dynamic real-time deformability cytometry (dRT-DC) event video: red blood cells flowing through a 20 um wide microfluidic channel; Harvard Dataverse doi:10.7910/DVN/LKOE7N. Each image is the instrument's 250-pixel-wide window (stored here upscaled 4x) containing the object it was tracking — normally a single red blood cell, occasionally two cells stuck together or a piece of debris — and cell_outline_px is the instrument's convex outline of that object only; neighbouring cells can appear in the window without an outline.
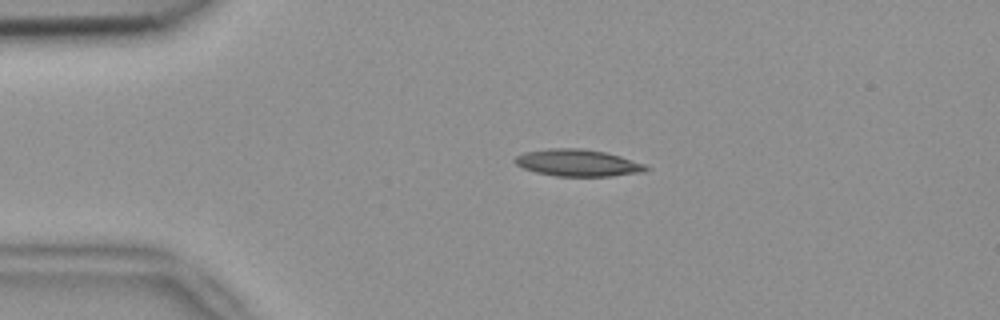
{"species": "common noctule bat (a hibernating species)", "species_latin": "Nyctalus noctula", "temperature_condition": "room temperature", "stored_images_in_passage": 47, "camera_frame_rate_fps": 3000, "um_per_image_px": 0.085, "animal": {"sex": "female", "body_mass_g": 18.4}, "frame": {"image": 1, "passage_image": 6, "time_ms": 1.667, "image_size_px": [1000, 320], "cell_outline_px": [[652, 168], [644, 172], [612, 176], [556, 176], [536, 172], [524, 168], [516, 164], [512, 160], [516, 156], [524, 152], [548, 148], [580, 148], [604, 152], [620, 156], [648, 164]], "centroid_in_image_um": [49.15, 13.84], "position_along_channel_um": 35.8, "area_um2": 20.75}}
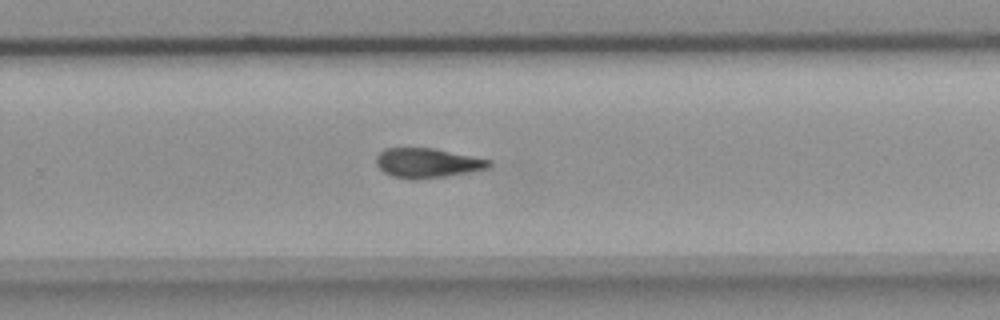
{"frame": {"image": 2, "passage_image": 29, "time_ms": 9.333, "image_size_px": [1000, 320], "cell_outline_px": [[492, 164], [488, 168], [472, 172], [444, 176], [412, 180], [408, 180], [392, 176], [384, 172], [376, 164], [376, 156], [384, 148], [432, 148], [492, 160]], "centroid_in_image_um": [36.32, 13.86], "position_along_channel_um": 293.5, "area_um2": 19.48}}
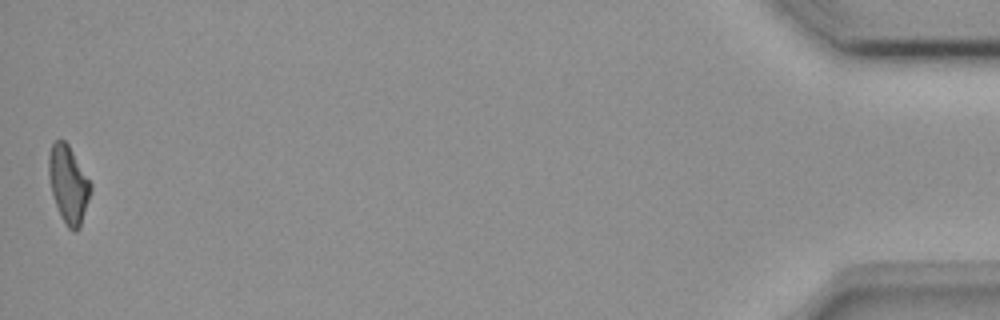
{"frame": {"image": 3, "passage_image": 47, "time_ms": 15.333, "image_size_px": [1000, 320], "cell_outline_px": [[92, 188], [80, 228], [76, 232], [72, 232], [68, 228], [60, 216], [52, 192], [48, 172], [48, 152], [52, 144], [56, 140], [64, 140], [68, 144], [92, 184]], "centroid_in_image_um": [5.81, 15.68], "position_along_channel_um": 429.4, "area_um2": 18.9}, "authors_computed_cell_mechanics": {"area_um2": 19.7676, "velocity_mm_per_s": 3.84, "shape_relaxation_time_tau1_ms": 9.1549, "shape_relaxation_time_tau2_ms": null, "deformation_change_tau1": 0.2299, "deformation_change_tau2": null}}